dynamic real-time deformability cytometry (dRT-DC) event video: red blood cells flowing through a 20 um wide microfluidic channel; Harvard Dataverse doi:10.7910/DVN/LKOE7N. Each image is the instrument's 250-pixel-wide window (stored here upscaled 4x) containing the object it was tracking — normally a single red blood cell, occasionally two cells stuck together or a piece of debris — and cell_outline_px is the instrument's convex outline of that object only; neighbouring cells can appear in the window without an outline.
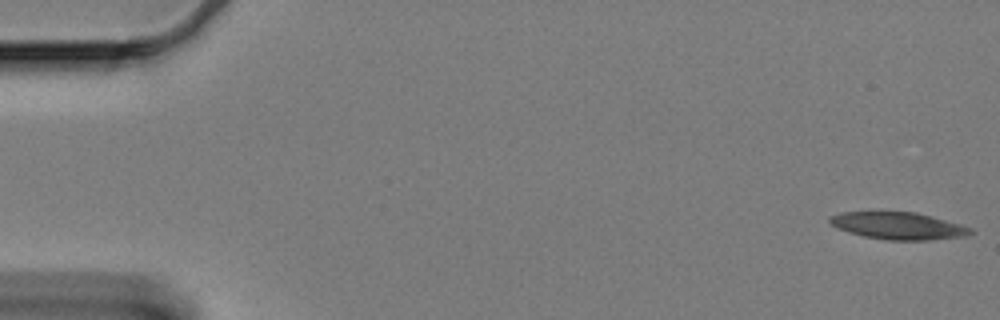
{"species": "Egyptian fruit bat (a non-hibernating species)", "species_latin": "Rousettus aegyptiacus", "temperature_condition": "cold", "stored_images_in_passage": 60, "camera_frame_rate_fps": 3000, "um_per_image_px": 0.085, "animal": {"sex": "female"}, "frame": {"image": 1, "passage_image": 1, "time_ms": 0.0, "image_size_px": [1000, 320], "cell_outline_px": [[976, 232], [968, 236], [932, 240], [888, 240], [864, 236], [848, 232], [836, 228], [828, 220], [828, 216], [840, 212], [916, 212], [932, 216], [960, 224], [972, 228]], "centroid_in_image_um": [76.38, 19.2], "position_along_channel_um": 8.6, "area_um2": 22.48}}
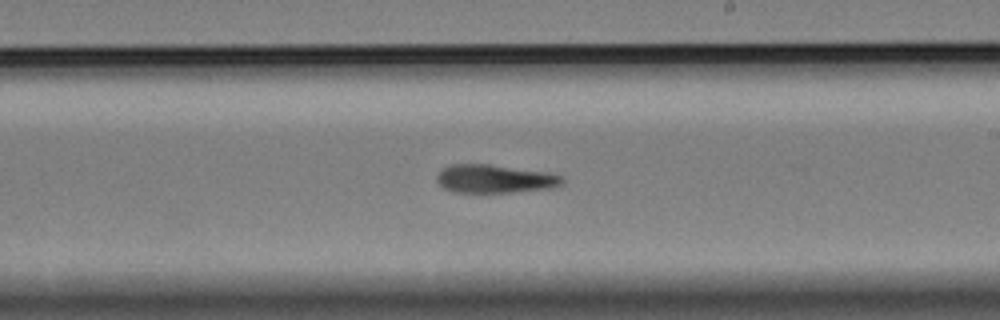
{"frame": {"image": 2, "passage_image": 35, "time_ms": 11.333, "image_size_px": [1000, 320], "cell_outline_px": [[564, 180], [560, 184], [552, 188], [508, 192], [452, 192], [444, 188], [436, 180], [436, 176], [444, 168], [452, 164], [488, 164], [552, 172], [564, 176]], "centroid_in_image_um": [42.09, 15.19], "position_along_channel_um": 246.9, "area_um2": 20.75}}
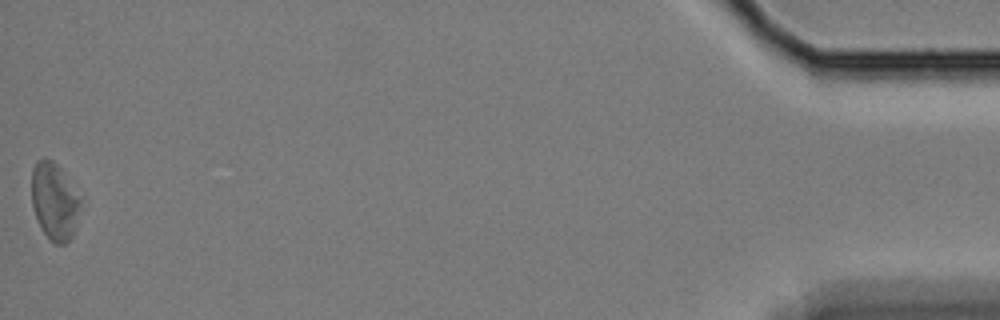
{"frame": {"image": 3, "passage_image": 60, "time_ms": 19.667, "image_size_px": [1000, 320], "cell_outline_px": [[80, 204], [72, 236], [64, 244], [56, 244], [44, 232], [36, 216], [32, 204], [32, 168], [36, 160], [44, 156], [52, 160], [60, 168], [80, 200]], "centroid_in_image_um": [4.59, 17.06], "position_along_channel_um": 430.6, "area_um2": 21.27}, "authors_computed_cell_mechanics": {"area_um2": 21.7328, "velocity_mm_per_s": 3.3054, "shape_relaxation_time_tau1_ms": 8.2225, "shape_relaxation_time_tau2_ms": null, "deformation_change_tau1": 0.1912, "deformation_change_tau2": null}}